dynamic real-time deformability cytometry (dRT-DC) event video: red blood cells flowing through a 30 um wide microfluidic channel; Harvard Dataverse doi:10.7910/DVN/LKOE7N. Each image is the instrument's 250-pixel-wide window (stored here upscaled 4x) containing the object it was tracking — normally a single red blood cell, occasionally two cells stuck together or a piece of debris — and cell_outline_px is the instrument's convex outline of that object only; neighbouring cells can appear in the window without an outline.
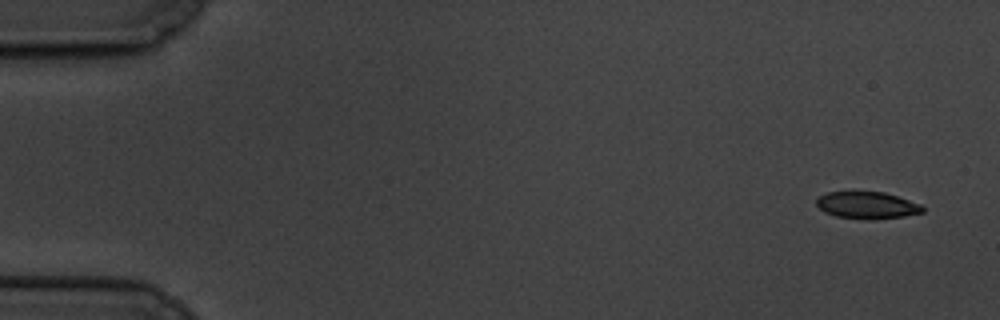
{"species": "common noctule bat (a hibernating species)", "species_latin": "Nyctalus noctula", "temperature_condition": "cold", "stored_images_in_passage": 6, "camera_frame_rate_fps": 3000, "um_per_image_px": 0.085, "animal": {"sex": "male", "body_mass_g": 19.5, "forearm_length_mm": 54.6}, "frame": {"image": 1, "passage_image": 1, "time_ms": 0.0, "image_size_px": [1000, 320], "cell_outline_px": [[924, 212], [904, 216], [868, 220], [836, 216], [824, 212], [816, 204], [816, 200], [820, 196], [828, 192], [852, 188], [884, 192], [920, 204], [924, 208]], "centroid_in_image_um": [73.65, 17.39], "position_along_channel_um": 11.4, "area_um2": 17.34}}
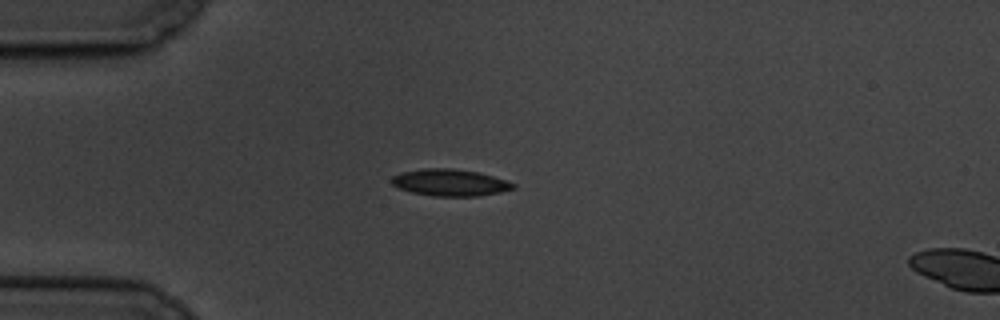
{"frame": {"image": 2, "passage_image": 5, "time_ms": 4.333, "image_size_px": [1000, 320], "cell_outline_px": [[516, 188], [500, 192], [476, 196], [432, 196], [412, 192], [400, 188], [392, 184], [392, 176], [400, 172], [424, 168], [452, 168], [476, 172], [492, 176], [516, 184]], "centroid_in_image_um": [38.23, 15.51], "position_along_channel_um": 46.8, "area_um2": 18.84}}